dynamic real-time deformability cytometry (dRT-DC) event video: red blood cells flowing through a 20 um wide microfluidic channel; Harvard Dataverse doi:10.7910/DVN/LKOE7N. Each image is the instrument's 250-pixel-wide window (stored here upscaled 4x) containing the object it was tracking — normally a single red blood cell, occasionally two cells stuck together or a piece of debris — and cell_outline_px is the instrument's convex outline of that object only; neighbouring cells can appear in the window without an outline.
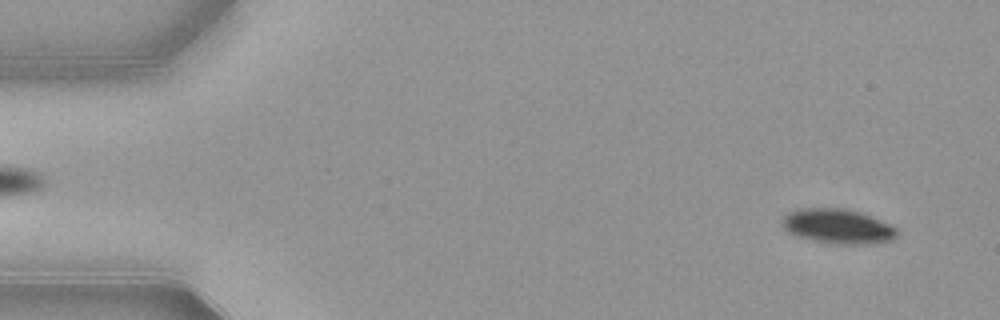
{"species": "common noctule bat (a hibernating species)", "species_latin": "Nyctalus noctula", "temperature_condition": "warm", "stored_images_in_passage": 52, "camera_frame_rate_fps": 3000, "um_per_image_px": 0.085, "animal": {"sex": "female", "body_mass_g": 21.9}, "frame": {"image": 1, "passage_image": 3, "time_ms": 0.667, "image_size_px": [1000, 320], "cell_outline_px": [[900, 232], [892, 240], [880, 244], [828, 244], [792, 236], [780, 224], [784, 216], [788, 212], [800, 208], [844, 208], [860, 212], [888, 224], [896, 228]], "centroid_in_image_um": [71.18, 19.26], "position_along_channel_um": 13.8, "area_um2": 23.7}}
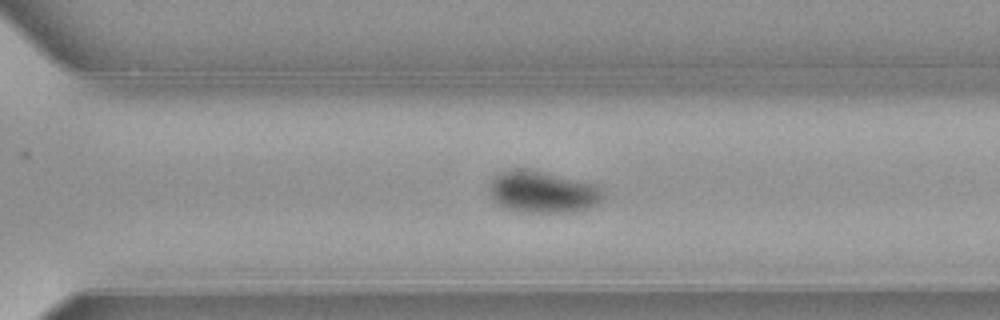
{"frame": {"image": 2, "passage_image": 36, "time_ms": 11.667, "image_size_px": [1000, 320], "cell_outline_px": [[604, 196], [596, 204], [588, 208], [572, 212], [512, 212], [496, 204], [488, 188], [488, 184], [492, 176], [496, 172], [508, 168], [528, 168], [596, 184], [604, 188]], "centroid_in_image_um": [46.06, 16.29], "position_along_channel_um": 324.5, "area_um2": 28.55}}
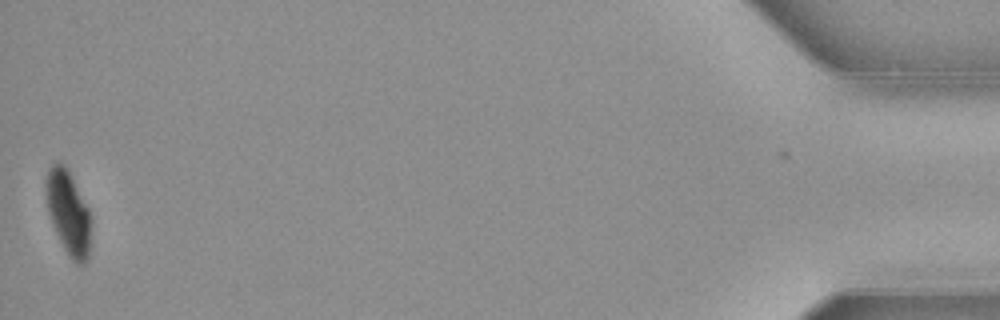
{"frame": {"image": 3, "passage_image": 52, "time_ms": 17.0, "image_size_px": [1000, 320], "cell_outline_px": [[92, 224], [88, 256], [84, 264], [76, 264], [68, 256], [56, 232], [48, 212], [44, 188], [44, 180], [52, 164], [64, 164], [68, 168], [88, 208], [92, 220]], "centroid_in_image_um": [5.81, 18.08], "position_along_channel_um": 429.4, "area_um2": 22.2}, "authors_computed_cell_mechanics": {"area_um2": 27.0504, "velocity_mm_per_s": 3.8676, "shape_relaxation_time_tau1_ms": 2.3396, "shape_relaxation_time_tau2_ms": null, "deformation_change_tau1": 0.1362, "deformation_change_tau2": null}}